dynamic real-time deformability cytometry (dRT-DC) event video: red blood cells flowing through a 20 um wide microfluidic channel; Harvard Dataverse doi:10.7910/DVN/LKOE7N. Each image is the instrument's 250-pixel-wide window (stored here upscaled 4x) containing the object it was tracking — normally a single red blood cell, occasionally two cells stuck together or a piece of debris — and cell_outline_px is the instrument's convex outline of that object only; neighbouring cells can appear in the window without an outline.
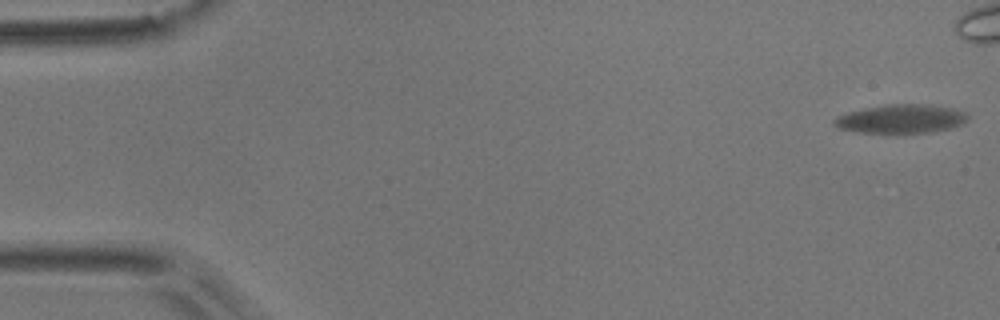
{"species": "common noctule bat (a hibernating species)", "species_latin": "Nyctalus noctula", "temperature_condition": "room temperature", "stored_images_in_passage": 9, "camera_frame_rate_fps": 3000, "um_per_image_px": 0.085, "animal": {"sex": "male", "body_mass_g": 17.9}, "frame": {"image": 1, "passage_image": 1, "time_ms": 0.0, "image_size_px": [1000, 320], "cell_outline_px": [[968, 120], [964, 124], [952, 128], [932, 132], [860, 132], [836, 128], [832, 124], [832, 120], [836, 116], [848, 112], [864, 108], [884, 104], [928, 104], [952, 108], [964, 112], [968, 116]], "centroid_in_image_um": [76.58, 10.09], "position_along_channel_um": 8.4, "area_um2": 22.48}}
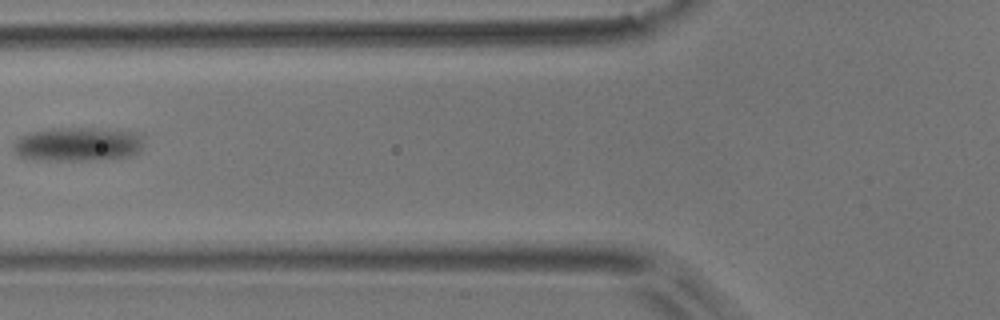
{"frame": {"image": 2, "passage_image": 9, "time_ms": 2.667, "image_size_px": [1000, 320], "cell_outline_px": [[144, 148], [140, 152], [128, 156], [100, 160], [32, 160], [16, 156], [12, 152], [12, 140], [28, 132], [52, 128], [96, 128], [140, 132], [144, 136]], "centroid_in_image_um": [6.59, 12.26], "position_along_channel_um": 119.2, "area_um2": 26.82}}